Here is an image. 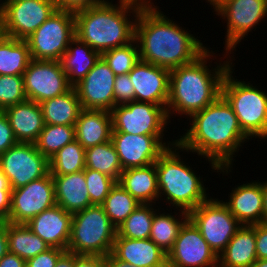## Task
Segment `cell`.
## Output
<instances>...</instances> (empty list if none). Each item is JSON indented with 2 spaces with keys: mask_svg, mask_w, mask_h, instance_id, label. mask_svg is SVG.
Listing matches in <instances>:
<instances>
[{
  "mask_svg": "<svg viewBox=\"0 0 267 267\" xmlns=\"http://www.w3.org/2000/svg\"><path fill=\"white\" fill-rule=\"evenodd\" d=\"M189 119H192L190 129L176 140L180 150L188 154L192 151L208 159L212 170L225 175L230 173L233 155L250 138L242 131L227 100L221 95Z\"/></svg>",
  "mask_w": 267,
  "mask_h": 267,
  "instance_id": "1",
  "label": "cell"
},
{
  "mask_svg": "<svg viewBox=\"0 0 267 267\" xmlns=\"http://www.w3.org/2000/svg\"><path fill=\"white\" fill-rule=\"evenodd\" d=\"M179 26L158 6H143L136 17L134 38L140 59L172 70L193 62L208 49Z\"/></svg>",
  "mask_w": 267,
  "mask_h": 267,
  "instance_id": "2",
  "label": "cell"
},
{
  "mask_svg": "<svg viewBox=\"0 0 267 267\" xmlns=\"http://www.w3.org/2000/svg\"><path fill=\"white\" fill-rule=\"evenodd\" d=\"M213 52L208 48L193 62L170 70L169 96L166 106L169 121L170 116L176 113L190 117L221 96L225 74L234 65H232V60H226L211 70L208 68L210 65L206 64L208 58L210 60L213 57Z\"/></svg>",
  "mask_w": 267,
  "mask_h": 267,
  "instance_id": "3",
  "label": "cell"
},
{
  "mask_svg": "<svg viewBox=\"0 0 267 267\" xmlns=\"http://www.w3.org/2000/svg\"><path fill=\"white\" fill-rule=\"evenodd\" d=\"M118 3L104 0L96 6L74 12L75 36L100 54L132 42L136 17L143 5L126 0ZM129 13L133 14L134 20Z\"/></svg>",
  "mask_w": 267,
  "mask_h": 267,
  "instance_id": "4",
  "label": "cell"
},
{
  "mask_svg": "<svg viewBox=\"0 0 267 267\" xmlns=\"http://www.w3.org/2000/svg\"><path fill=\"white\" fill-rule=\"evenodd\" d=\"M173 149V150H172ZM180 146L177 142L168 147L155 162L159 199L164 195V201L186 212L198 207L209 199L203 180L196 175L189 165H186L179 155ZM166 198V199H165Z\"/></svg>",
  "mask_w": 267,
  "mask_h": 267,
  "instance_id": "5",
  "label": "cell"
},
{
  "mask_svg": "<svg viewBox=\"0 0 267 267\" xmlns=\"http://www.w3.org/2000/svg\"><path fill=\"white\" fill-rule=\"evenodd\" d=\"M231 67L222 82L221 95L238 118L242 131L250 138H267V93L249 82L233 77Z\"/></svg>",
  "mask_w": 267,
  "mask_h": 267,
  "instance_id": "6",
  "label": "cell"
},
{
  "mask_svg": "<svg viewBox=\"0 0 267 267\" xmlns=\"http://www.w3.org/2000/svg\"><path fill=\"white\" fill-rule=\"evenodd\" d=\"M117 228L101 205H92L72 214L67 251L77 255L107 256L112 251Z\"/></svg>",
  "mask_w": 267,
  "mask_h": 267,
  "instance_id": "7",
  "label": "cell"
},
{
  "mask_svg": "<svg viewBox=\"0 0 267 267\" xmlns=\"http://www.w3.org/2000/svg\"><path fill=\"white\" fill-rule=\"evenodd\" d=\"M74 37V12L56 10L25 41L31 59L60 61Z\"/></svg>",
  "mask_w": 267,
  "mask_h": 267,
  "instance_id": "8",
  "label": "cell"
},
{
  "mask_svg": "<svg viewBox=\"0 0 267 267\" xmlns=\"http://www.w3.org/2000/svg\"><path fill=\"white\" fill-rule=\"evenodd\" d=\"M189 219L217 256L242 226L223 201L209 198L189 212Z\"/></svg>",
  "mask_w": 267,
  "mask_h": 267,
  "instance_id": "9",
  "label": "cell"
},
{
  "mask_svg": "<svg viewBox=\"0 0 267 267\" xmlns=\"http://www.w3.org/2000/svg\"><path fill=\"white\" fill-rule=\"evenodd\" d=\"M112 133L164 136L170 123L163 106L133 101L115 106L111 111Z\"/></svg>",
  "mask_w": 267,
  "mask_h": 267,
  "instance_id": "10",
  "label": "cell"
},
{
  "mask_svg": "<svg viewBox=\"0 0 267 267\" xmlns=\"http://www.w3.org/2000/svg\"><path fill=\"white\" fill-rule=\"evenodd\" d=\"M0 168L7 176L11 190L46 176L49 160L35 143L18 142L0 155Z\"/></svg>",
  "mask_w": 267,
  "mask_h": 267,
  "instance_id": "11",
  "label": "cell"
},
{
  "mask_svg": "<svg viewBox=\"0 0 267 267\" xmlns=\"http://www.w3.org/2000/svg\"><path fill=\"white\" fill-rule=\"evenodd\" d=\"M214 11L226 19L225 54L231 59V51L267 16V0H226Z\"/></svg>",
  "mask_w": 267,
  "mask_h": 267,
  "instance_id": "12",
  "label": "cell"
},
{
  "mask_svg": "<svg viewBox=\"0 0 267 267\" xmlns=\"http://www.w3.org/2000/svg\"><path fill=\"white\" fill-rule=\"evenodd\" d=\"M6 35L25 40L56 10L53 0L2 1Z\"/></svg>",
  "mask_w": 267,
  "mask_h": 267,
  "instance_id": "13",
  "label": "cell"
},
{
  "mask_svg": "<svg viewBox=\"0 0 267 267\" xmlns=\"http://www.w3.org/2000/svg\"><path fill=\"white\" fill-rule=\"evenodd\" d=\"M23 78L27 99L38 104L63 95L72 88L60 61L56 60L32 59Z\"/></svg>",
  "mask_w": 267,
  "mask_h": 267,
  "instance_id": "14",
  "label": "cell"
},
{
  "mask_svg": "<svg viewBox=\"0 0 267 267\" xmlns=\"http://www.w3.org/2000/svg\"><path fill=\"white\" fill-rule=\"evenodd\" d=\"M56 205L50 172L25 186L11 190V210L7 222L26 224L45 209Z\"/></svg>",
  "mask_w": 267,
  "mask_h": 267,
  "instance_id": "15",
  "label": "cell"
},
{
  "mask_svg": "<svg viewBox=\"0 0 267 267\" xmlns=\"http://www.w3.org/2000/svg\"><path fill=\"white\" fill-rule=\"evenodd\" d=\"M167 267H218V256L188 219L167 254Z\"/></svg>",
  "mask_w": 267,
  "mask_h": 267,
  "instance_id": "16",
  "label": "cell"
},
{
  "mask_svg": "<svg viewBox=\"0 0 267 267\" xmlns=\"http://www.w3.org/2000/svg\"><path fill=\"white\" fill-rule=\"evenodd\" d=\"M163 136L133 135L129 133H112L111 141L119 156L122 169L149 166L159 156L176 143L162 141Z\"/></svg>",
  "mask_w": 267,
  "mask_h": 267,
  "instance_id": "17",
  "label": "cell"
},
{
  "mask_svg": "<svg viewBox=\"0 0 267 267\" xmlns=\"http://www.w3.org/2000/svg\"><path fill=\"white\" fill-rule=\"evenodd\" d=\"M115 73L102 57L74 86L82 109L111 111L114 108Z\"/></svg>",
  "mask_w": 267,
  "mask_h": 267,
  "instance_id": "18",
  "label": "cell"
},
{
  "mask_svg": "<svg viewBox=\"0 0 267 267\" xmlns=\"http://www.w3.org/2000/svg\"><path fill=\"white\" fill-rule=\"evenodd\" d=\"M135 101L152 103L166 109L169 96L170 70L139 60L129 72Z\"/></svg>",
  "mask_w": 267,
  "mask_h": 267,
  "instance_id": "19",
  "label": "cell"
},
{
  "mask_svg": "<svg viewBox=\"0 0 267 267\" xmlns=\"http://www.w3.org/2000/svg\"><path fill=\"white\" fill-rule=\"evenodd\" d=\"M72 213L57 204L45 209L26 225L50 248L66 250L71 236Z\"/></svg>",
  "mask_w": 267,
  "mask_h": 267,
  "instance_id": "20",
  "label": "cell"
},
{
  "mask_svg": "<svg viewBox=\"0 0 267 267\" xmlns=\"http://www.w3.org/2000/svg\"><path fill=\"white\" fill-rule=\"evenodd\" d=\"M228 202H223L241 225L263 223V190L260 181L233 188Z\"/></svg>",
  "mask_w": 267,
  "mask_h": 267,
  "instance_id": "21",
  "label": "cell"
},
{
  "mask_svg": "<svg viewBox=\"0 0 267 267\" xmlns=\"http://www.w3.org/2000/svg\"><path fill=\"white\" fill-rule=\"evenodd\" d=\"M111 254L138 267H167V254L150 238L116 237Z\"/></svg>",
  "mask_w": 267,
  "mask_h": 267,
  "instance_id": "22",
  "label": "cell"
},
{
  "mask_svg": "<svg viewBox=\"0 0 267 267\" xmlns=\"http://www.w3.org/2000/svg\"><path fill=\"white\" fill-rule=\"evenodd\" d=\"M18 142L35 143L44 128L40 104L26 99L3 110Z\"/></svg>",
  "mask_w": 267,
  "mask_h": 267,
  "instance_id": "23",
  "label": "cell"
},
{
  "mask_svg": "<svg viewBox=\"0 0 267 267\" xmlns=\"http://www.w3.org/2000/svg\"><path fill=\"white\" fill-rule=\"evenodd\" d=\"M52 178L56 204L65 211L73 214L92 206L84 170L65 175H52Z\"/></svg>",
  "mask_w": 267,
  "mask_h": 267,
  "instance_id": "24",
  "label": "cell"
},
{
  "mask_svg": "<svg viewBox=\"0 0 267 267\" xmlns=\"http://www.w3.org/2000/svg\"><path fill=\"white\" fill-rule=\"evenodd\" d=\"M74 126L75 139L85 149L111 140L112 119L109 111L82 109Z\"/></svg>",
  "mask_w": 267,
  "mask_h": 267,
  "instance_id": "25",
  "label": "cell"
},
{
  "mask_svg": "<svg viewBox=\"0 0 267 267\" xmlns=\"http://www.w3.org/2000/svg\"><path fill=\"white\" fill-rule=\"evenodd\" d=\"M256 260L255 225H242L218 255V267H251Z\"/></svg>",
  "mask_w": 267,
  "mask_h": 267,
  "instance_id": "26",
  "label": "cell"
},
{
  "mask_svg": "<svg viewBox=\"0 0 267 267\" xmlns=\"http://www.w3.org/2000/svg\"><path fill=\"white\" fill-rule=\"evenodd\" d=\"M118 183L141 204H152L159 200L155 163L123 170Z\"/></svg>",
  "mask_w": 267,
  "mask_h": 267,
  "instance_id": "27",
  "label": "cell"
},
{
  "mask_svg": "<svg viewBox=\"0 0 267 267\" xmlns=\"http://www.w3.org/2000/svg\"><path fill=\"white\" fill-rule=\"evenodd\" d=\"M100 57L101 54L98 51L93 50L75 36L60 60L69 84L72 87L78 84L90 72Z\"/></svg>",
  "mask_w": 267,
  "mask_h": 267,
  "instance_id": "28",
  "label": "cell"
},
{
  "mask_svg": "<svg viewBox=\"0 0 267 267\" xmlns=\"http://www.w3.org/2000/svg\"><path fill=\"white\" fill-rule=\"evenodd\" d=\"M39 104L45 125L74 126L82 110L74 87L63 95L47 99Z\"/></svg>",
  "mask_w": 267,
  "mask_h": 267,
  "instance_id": "29",
  "label": "cell"
},
{
  "mask_svg": "<svg viewBox=\"0 0 267 267\" xmlns=\"http://www.w3.org/2000/svg\"><path fill=\"white\" fill-rule=\"evenodd\" d=\"M8 252L14 253L27 261L50 246L36 235L26 224L7 222Z\"/></svg>",
  "mask_w": 267,
  "mask_h": 267,
  "instance_id": "30",
  "label": "cell"
},
{
  "mask_svg": "<svg viewBox=\"0 0 267 267\" xmlns=\"http://www.w3.org/2000/svg\"><path fill=\"white\" fill-rule=\"evenodd\" d=\"M182 217L171 215L172 213L154 212L150 239L159 246L166 254L172 249L179 231L184 223L189 219V213L178 209ZM167 214V215H166ZM178 217V218H177Z\"/></svg>",
  "mask_w": 267,
  "mask_h": 267,
  "instance_id": "31",
  "label": "cell"
},
{
  "mask_svg": "<svg viewBox=\"0 0 267 267\" xmlns=\"http://www.w3.org/2000/svg\"><path fill=\"white\" fill-rule=\"evenodd\" d=\"M25 40L6 36L0 42V75H22L31 61Z\"/></svg>",
  "mask_w": 267,
  "mask_h": 267,
  "instance_id": "32",
  "label": "cell"
},
{
  "mask_svg": "<svg viewBox=\"0 0 267 267\" xmlns=\"http://www.w3.org/2000/svg\"><path fill=\"white\" fill-rule=\"evenodd\" d=\"M85 167L104 173L117 182L123 171L111 140L85 149Z\"/></svg>",
  "mask_w": 267,
  "mask_h": 267,
  "instance_id": "33",
  "label": "cell"
},
{
  "mask_svg": "<svg viewBox=\"0 0 267 267\" xmlns=\"http://www.w3.org/2000/svg\"><path fill=\"white\" fill-rule=\"evenodd\" d=\"M85 148L75 139L49 159L51 175H65L84 170Z\"/></svg>",
  "mask_w": 267,
  "mask_h": 267,
  "instance_id": "34",
  "label": "cell"
},
{
  "mask_svg": "<svg viewBox=\"0 0 267 267\" xmlns=\"http://www.w3.org/2000/svg\"><path fill=\"white\" fill-rule=\"evenodd\" d=\"M139 204L140 202L117 182L101 206L112 224L118 228Z\"/></svg>",
  "mask_w": 267,
  "mask_h": 267,
  "instance_id": "35",
  "label": "cell"
},
{
  "mask_svg": "<svg viewBox=\"0 0 267 267\" xmlns=\"http://www.w3.org/2000/svg\"><path fill=\"white\" fill-rule=\"evenodd\" d=\"M154 204H139V206L117 228L116 237L130 239H148L154 217Z\"/></svg>",
  "mask_w": 267,
  "mask_h": 267,
  "instance_id": "36",
  "label": "cell"
},
{
  "mask_svg": "<svg viewBox=\"0 0 267 267\" xmlns=\"http://www.w3.org/2000/svg\"><path fill=\"white\" fill-rule=\"evenodd\" d=\"M73 140H75V126L44 125L35 145L49 160L56 152Z\"/></svg>",
  "mask_w": 267,
  "mask_h": 267,
  "instance_id": "37",
  "label": "cell"
},
{
  "mask_svg": "<svg viewBox=\"0 0 267 267\" xmlns=\"http://www.w3.org/2000/svg\"><path fill=\"white\" fill-rule=\"evenodd\" d=\"M101 57L116 76L129 73L140 60L139 48L135 39L127 45L103 52Z\"/></svg>",
  "mask_w": 267,
  "mask_h": 267,
  "instance_id": "38",
  "label": "cell"
},
{
  "mask_svg": "<svg viewBox=\"0 0 267 267\" xmlns=\"http://www.w3.org/2000/svg\"><path fill=\"white\" fill-rule=\"evenodd\" d=\"M84 174L91 204L101 205L117 181L104 173L89 168L84 169Z\"/></svg>",
  "mask_w": 267,
  "mask_h": 267,
  "instance_id": "39",
  "label": "cell"
},
{
  "mask_svg": "<svg viewBox=\"0 0 267 267\" xmlns=\"http://www.w3.org/2000/svg\"><path fill=\"white\" fill-rule=\"evenodd\" d=\"M26 99L22 75H0V111Z\"/></svg>",
  "mask_w": 267,
  "mask_h": 267,
  "instance_id": "40",
  "label": "cell"
},
{
  "mask_svg": "<svg viewBox=\"0 0 267 267\" xmlns=\"http://www.w3.org/2000/svg\"><path fill=\"white\" fill-rule=\"evenodd\" d=\"M135 101V92L129 73L117 75L114 81V107Z\"/></svg>",
  "mask_w": 267,
  "mask_h": 267,
  "instance_id": "41",
  "label": "cell"
},
{
  "mask_svg": "<svg viewBox=\"0 0 267 267\" xmlns=\"http://www.w3.org/2000/svg\"><path fill=\"white\" fill-rule=\"evenodd\" d=\"M66 250L50 248L43 253H39L26 261V267H55L58 258Z\"/></svg>",
  "mask_w": 267,
  "mask_h": 267,
  "instance_id": "42",
  "label": "cell"
},
{
  "mask_svg": "<svg viewBox=\"0 0 267 267\" xmlns=\"http://www.w3.org/2000/svg\"><path fill=\"white\" fill-rule=\"evenodd\" d=\"M17 143L7 116L0 111V155Z\"/></svg>",
  "mask_w": 267,
  "mask_h": 267,
  "instance_id": "43",
  "label": "cell"
},
{
  "mask_svg": "<svg viewBox=\"0 0 267 267\" xmlns=\"http://www.w3.org/2000/svg\"><path fill=\"white\" fill-rule=\"evenodd\" d=\"M57 10L76 12L82 9L96 6L104 0H53Z\"/></svg>",
  "mask_w": 267,
  "mask_h": 267,
  "instance_id": "44",
  "label": "cell"
},
{
  "mask_svg": "<svg viewBox=\"0 0 267 267\" xmlns=\"http://www.w3.org/2000/svg\"><path fill=\"white\" fill-rule=\"evenodd\" d=\"M257 259H267V223L255 225Z\"/></svg>",
  "mask_w": 267,
  "mask_h": 267,
  "instance_id": "45",
  "label": "cell"
},
{
  "mask_svg": "<svg viewBox=\"0 0 267 267\" xmlns=\"http://www.w3.org/2000/svg\"><path fill=\"white\" fill-rule=\"evenodd\" d=\"M74 267H106L105 257L98 255H77L74 253Z\"/></svg>",
  "mask_w": 267,
  "mask_h": 267,
  "instance_id": "46",
  "label": "cell"
},
{
  "mask_svg": "<svg viewBox=\"0 0 267 267\" xmlns=\"http://www.w3.org/2000/svg\"><path fill=\"white\" fill-rule=\"evenodd\" d=\"M11 210V189H0V216L7 221Z\"/></svg>",
  "mask_w": 267,
  "mask_h": 267,
  "instance_id": "47",
  "label": "cell"
},
{
  "mask_svg": "<svg viewBox=\"0 0 267 267\" xmlns=\"http://www.w3.org/2000/svg\"><path fill=\"white\" fill-rule=\"evenodd\" d=\"M0 267H26V261L14 253L8 252L0 260Z\"/></svg>",
  "mask_w": 267,
  "mask_h": 267,
  "instance_id": "48",
  "label": "cell"
},
{
  "mask_svg": "<svg viewBox=\"0 0 267 267\" xmlns=\"http://www.w3.org/2000/svg\"><path fill=\"white\" fill-rule=\"evenodd\" d=\"M8 253L7 221L0 226V260Z\"/></svg>",
  "mask_w": 267,
  "mask_h": 267,
  "instance_id": "49",
  "label": "cell"
},
{
  "mask_svg": "<svg viewBox=\"0 0 267 267\" xmlns=\"http://www.w3.org/2000/svg\"><path fill=\"white\" fill-rule=\"evenodd\" d=\"M55 267H74V253L65 251L58 258Z\"/></svg>",
  "mask_w": 267,
  "mask_h": 267,
  "instance_id": "50",
  "label": "cell"
},
{
  "mask_svg": "<svg viewBox=\"0 0 267 267\" xmlns=\"http://www.w3.org/2000/svg\"><path fill=\"white\" fill-rule=\"evenodd\" d=\"M105 265L106 267H138L115 258L111 253L105 256Z\"/></svg>",
  "mask_w": 267,
  "mask_h": 267,
  "instance_id": "51",
  "label": "cell"
},
{
  "mask_svg": "<svg viewBox=\"0 0 267 267\" xmlns=\"http://www.w3.org/2000/svg\"><path fill=\"white\" fill-rule=\"evenodd\" d=\"M260 183L263 190V223H267V181Z\"/></svg>",
  "mask_w": 267,
  "mask_h": 267,
  "instance_id": "52",
  "label": "cell"
},
{
  "mask_svg": "<svg viewBox=\"0 0 267 267\" xmlns=\"http://www.w3.org/2000/svg\"><path fill=\"white\" fill-rule=\"evenodd\" d=\"M0 189H11L7 176L0 168Z\"/></svg>",
  "mask_w": 267,
  "mask_h": 267,
  "instance_id": "53",
  "label": "cell"
},
{
  "mask_svg": "<svg viewBox=\"0 0 267 267\" xmlns=\"http://www.w3.org/2000/svg\"><path fill=\"white\" fill-rule=\"evenodd\" d=\"M5 24L3 14L0 10V42L6 37Z\"/></svg>",
  "mask_w": 267,
  "mask_h": 267,
  "instance_id": "54",
  "label": "cell"
},
{
  "mask_svg": "<svg viewBox=\"0 0 267 267\" xmlns=\"http://www.w3.org/2000/svg\"><path fill=\"white\" fill-rule=\"evenodd\" d=\"M251 267H267V259H257Z\"/></svg>",
  "mask_w": 267,
  "mask_h": 267,
  "instance_id": "55",
  "label": "cell"
},
{
  "mask_svg": "<svg viewBox=\"0 0 267 267\" xmlns=\"http://www.w3.org/2000/svg\"><path fill=\"white\" fill-rule=\"evenodd\" d=\"M126 1L135 2L143 6H154V3L151 2V0H126Z\"/></svg>",
  "mask_w": 267,
  "mask_h": 267,
  "instance_id": "56",
  "label": "cell"
},
{
  "mask_svg": "<svg viewBox=\"0 0 267 267\" xmlns=\"http://www.w3.org/2000/svg\"><path fill=\"white\" fill-rule=\"evenodd\" d=\"M226 0H207V2L210 3L211 6H213V9H217L223 2Z\"/></svg>",
  "mask_w": 267,
  "mask_h": 267,
  "instance_id": "57",
  "label": "cell"
},
{
  "mask_svg": "<svg viewBox=\"0 0 267 267\" xmlns=\"http://www.w3.org/2000/svg\"><path fill=\"white\" fill-rule=\"evenodd\" d=\"M5 222V220L0 216V226Z\"/></svg>",
  "mask_w": 267,
  "mask_h": 267,
  "instance_id": "58",
  "label": "cell"
},
{
  "mask_svg": "<svg viewBox=\"0 0 267 267\" xmlns=\"http://www.w3.org/2000/svg\"><path fill=\"white\" fill-rule=\"evenodd\" d=\"M5 1H22V0H5Z\"/></svg>",
  "mask_w": 267,
  "mask_h": 267,
  "instance_id": "59",
  "label": "cell"
}]
</instances>
